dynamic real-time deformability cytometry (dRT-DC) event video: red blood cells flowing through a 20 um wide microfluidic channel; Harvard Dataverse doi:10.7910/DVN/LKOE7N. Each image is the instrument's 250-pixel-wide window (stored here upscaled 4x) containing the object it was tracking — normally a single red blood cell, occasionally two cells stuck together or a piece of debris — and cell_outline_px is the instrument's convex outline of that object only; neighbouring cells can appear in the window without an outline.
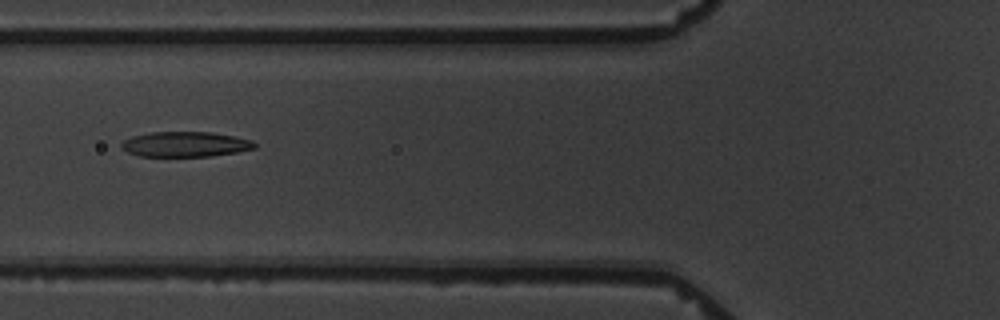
{"species": "common noctule bat (a hibernating species)", "species_latin": "Nyctalus noctula", "temperature_condition": "warm", "stored_images_in_passage": 12, "camera_frame_rate_fps": 3000, "um_per_image_px": 0.085, "animal": {"sex": "male", "body_mass_g": 19.5, "forearm_length_mm": 54.6}, "frame": {"image": 1, "passage_image": 2, "time_ms": 1.333, "image_size_px": [1000, 320], "cell_outline_px": [[256, 148], [236, 152], [208, 156], [140, 156], [128, 152], [120, 148], [120, 144], [124, 140], [132, 136], [152, 132], [212, 132], [252, 140], [256, 144]], "centroid_in_image_um": [15.73, 12.26], "position_along_channel_um": 110.1, "area_um2": 19.42}}
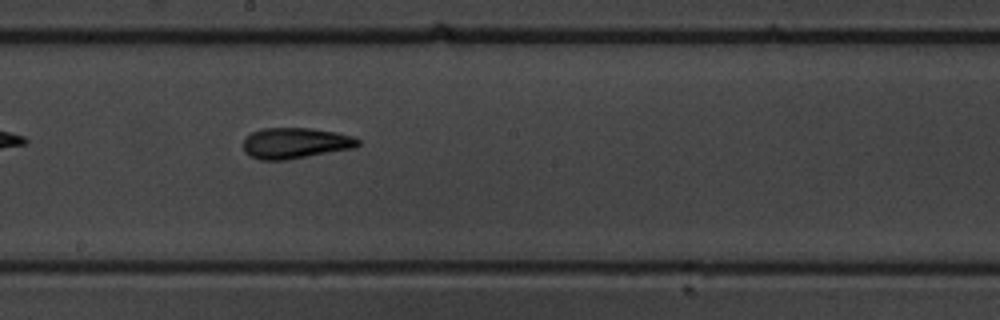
{"frame": {"image": 2, "passage_image": 5, "time_ms": 4.667, "image_size_px": [1000, 320], "cell_outline_px": [[360, 144], [356, 148], [284, 160], [260, 160], [248, 156], [244, 152], [244, 136], [260, 128], [312, 128], [336, 132], [352, 136], [360, 140]], "centroid_in_image_um": [25.08, 12.16], "position_along_channel_um": 223.1, "area_um2": 20.87}}
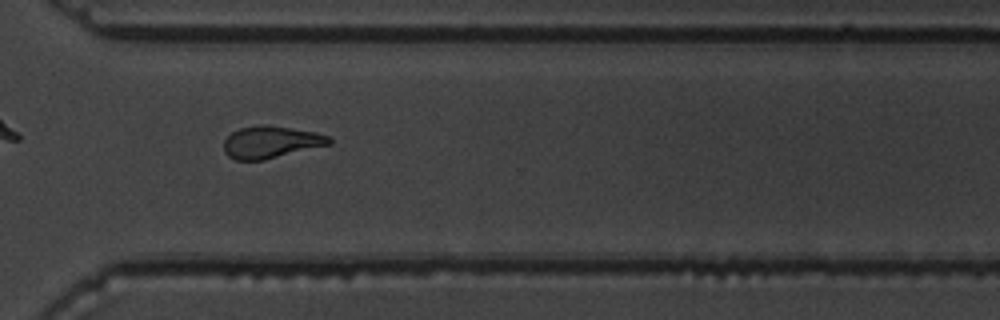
{"frame": {"image": 3, "passage_image": 8, "time_ms": 8.333, "image_size_px": [1000, 320], "cell_outline_px": [[332, 144], [264, 160], [236, 160], [228, 156], [224, 152], [224, 140], [232, 132], [240, 128], [260, 124], [268, 124], [316, 132], [328, 136], [332, 140]], "centroid_in_image_um": [23.03, 12.07], "position_along_channel_um": 347.6, "area_um2": 19.88}}